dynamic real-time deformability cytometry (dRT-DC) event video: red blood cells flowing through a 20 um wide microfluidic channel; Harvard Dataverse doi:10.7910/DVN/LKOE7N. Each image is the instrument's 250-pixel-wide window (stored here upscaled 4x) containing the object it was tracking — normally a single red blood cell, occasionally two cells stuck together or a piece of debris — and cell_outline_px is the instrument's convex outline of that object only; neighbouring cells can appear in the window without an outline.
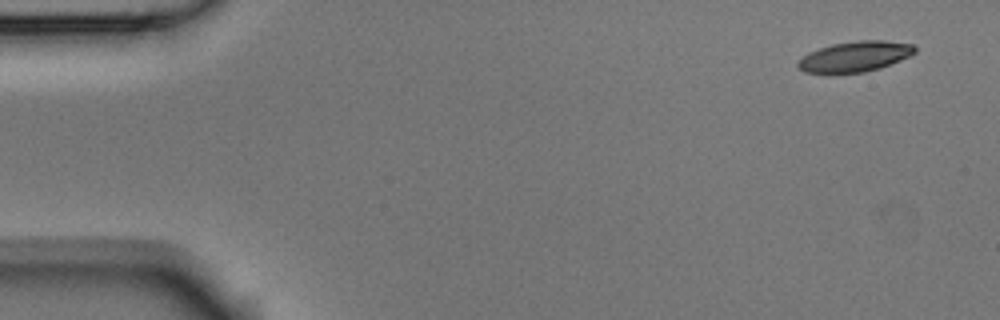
{"species": "Egyptian fruit bat (a non-hibernating species)", "species_latin": "Rousettus aegyptiacus", "temperature_condition": "room temperature", "stored_images_in_passage": 7, "camera_frame_rate_fps": 3000, "um_per_image_px": 0.085, "animal": {"sex": "male"}, "frame": {"image": 1, "passage_image": 1, "time_ms": 0.0, "image_size_px": [1000, 320], "cell_outline_px": [[916, 52], [900, 60], [880, 68], [864, 72], [828, 76], [804, 72], [796, 64], [808, 52], [832, 44], [856, 40], [884, 40], [912, 44], [916, 48]], "centroid_in_image_um": [72.62, 4.84], "position_along_channel_um": 12.4, "area_um2": 21.27}}
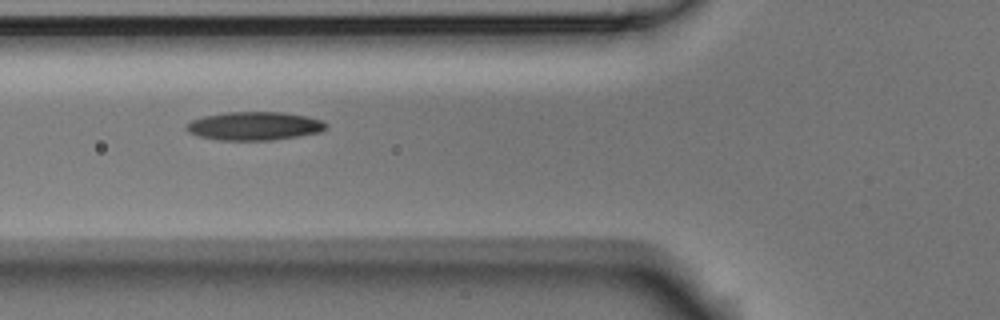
{"frame": {"image": 2, "passage_image": 6, "time_ms": 1.667, "image_size_px": [1000, 320], "cell_outline_px": [[328, 128], [320, 132], [272, 140], [216, 140], [200, 136], [188, 132], [184, 128], [192, 120], [204, 116], [224, 112], [280, 112], [308, 116], [320, 120], [328, 124]], "centroid_in_image_um": [21.62, 10.7], "position_along_channel_um": 104.2, "area_um2": 23.12}}
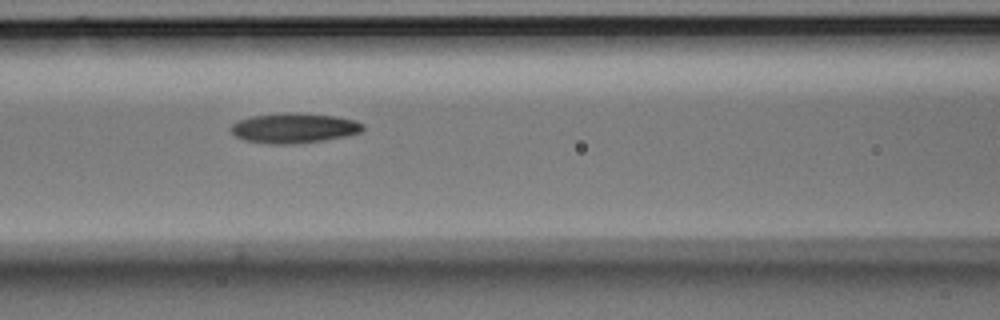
{"frame": {"image": 3, "passage_image": 7, "time_ms": 2.0, "image_size_px": [1000, 320], "cell_outline_px": [[364, 128], [360, 132], [344, 136], [320, 140], [284, 144], [276, 144], [244, 140], [236, 136], [228, 128], [236, 120], [252, 116], [280, 112], [300, 112], [336, 116], [356, 120], [364, 124]], "centroid_in_image_um": [24.96, 10.85], "position_along_channel_um": 141.6, "area_um2": 23.06}}